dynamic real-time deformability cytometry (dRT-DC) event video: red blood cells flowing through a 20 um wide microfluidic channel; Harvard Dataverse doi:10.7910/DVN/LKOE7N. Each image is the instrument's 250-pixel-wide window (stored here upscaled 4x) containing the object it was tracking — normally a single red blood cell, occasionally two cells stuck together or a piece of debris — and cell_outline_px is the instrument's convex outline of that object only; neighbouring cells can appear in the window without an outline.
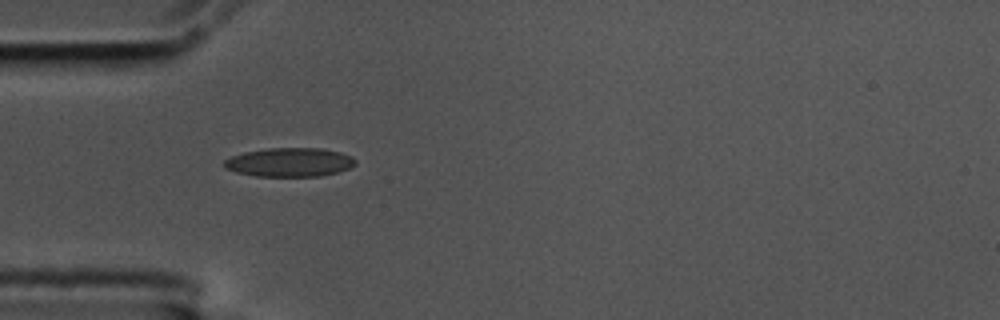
{"species": "common noctule bat (a hibernating species)", "species_latin": "Nyctalus noctula", "temperature_condition": "cold", "stored_images_in_passage": 40, "camera_frame_rate_fps": 3000, "um_per_image_px": 0.085, "animal": {"sex": "male", "body_mass_g": 17.5, "forearm_length_mm": 52.3}, "frame": {"image": 1, "passage_image": 1, "time_ms": 0.0, "image_size_px": [1000, 320], "cell_outline_px": [[356, 164], [348, 168], [336, 172], [320, 176], [256, 176], [236, 172], [224, 168], [224, 160], [232, 156], [244, 152], [268, 148], [320, 148], [340, 152], [352, 156], [356, 160]], "centroid_in_image_um": [24.61, 13.79], "position_along_channel_um": 60.4, "area_um2": 22.02}}
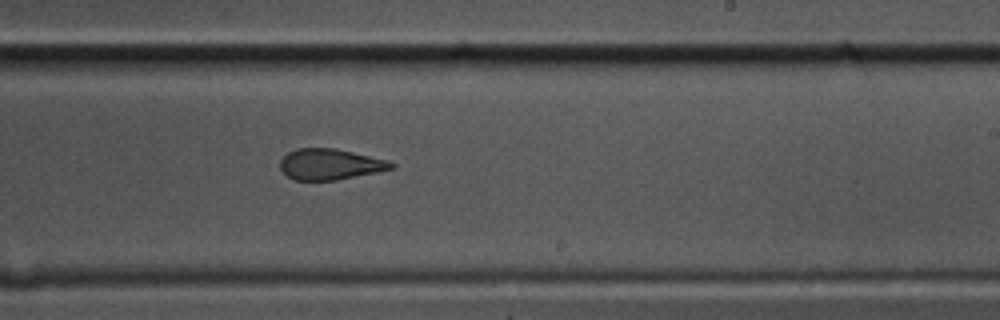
{"frame": {"image": 2, "passage_image": 18, "time_ms": 5.667, "image_size_px": [1000, 320], "cell_outline_px": [[396, 164], [392, 168], [376, 172], [336, 180], [292, 180], [280, 168], [280, 160], [288, 152], [296, 148], [336, 148], [388, 160]], "centroid_in_image_um": [28.03, 13.95], "position_along_channel_um": 261.0, "area_um2": 19.94}}
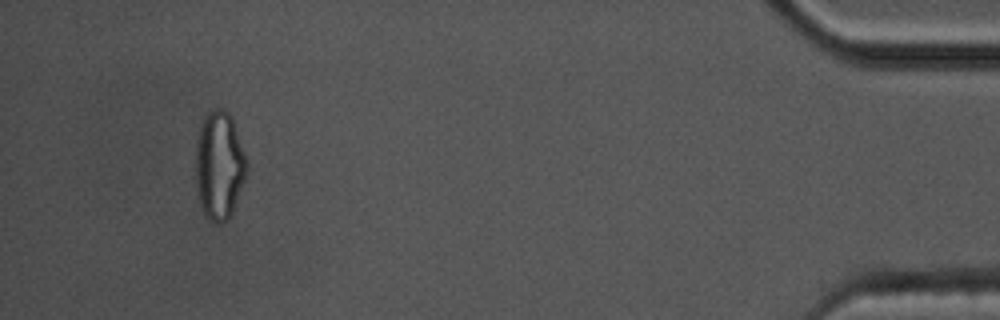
{"frame": {"image": 3, "passage_image": 37, "time_ms": 12.0, "image_size_px": [1000, 320], "cell_outline_px": [[248, 168], [244, 180], [232, 212], [228, 220], [216, 224], [204, 212], [200, 204], [196, 180], [196, 140], [200, 124], [204, 116], [212, 108], [220, 108], [228, 112], [232, 116], [248, 160]], "centroid_in_image_um": [18.65, 13.99], "position_along_channel_um": 416.5, "area_um2": 32.37}, "authors_computed_cell_mechanics": {"area_um2": 21.5883, "velocity_mm_per_s": 3.5795, "shape_relaxation_time_tau1_ms": null, "shape_relaxation_time_tau2_ms": 1.6363, "deformation_change_tau1": null, "deformation_change_tau2": 0.0764}}